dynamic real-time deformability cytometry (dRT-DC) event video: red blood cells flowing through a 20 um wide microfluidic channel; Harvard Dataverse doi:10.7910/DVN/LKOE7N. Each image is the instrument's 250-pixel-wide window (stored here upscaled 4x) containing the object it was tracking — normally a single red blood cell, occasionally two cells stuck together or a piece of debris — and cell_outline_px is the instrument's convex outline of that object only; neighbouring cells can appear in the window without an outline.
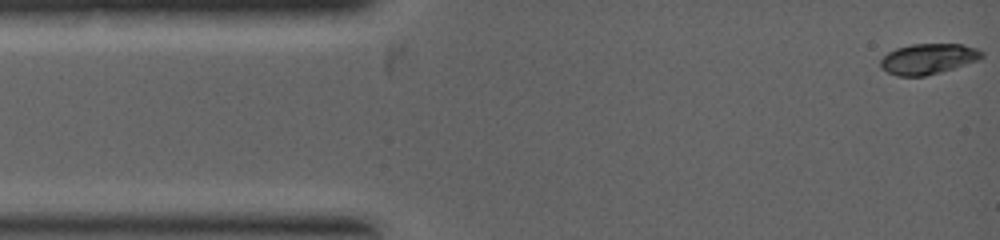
{"species": "common noctule bat (a hibernating species)", "species_latin": "Nyctalus noctula", "temperature_condition": "warm", "stored_images_in_passage": 44, "camera_frame_rate_fps": 5000, "um_per_image_px": 0.085, "animal": {"sex": "female", "body_mass_g": 19.0, "forearm_length_mm": 53.3}, "frame": {"image": 1, "passage_image": 1, "time_ms": 0.0, "image_size_px": [1000, 240], "cell_outline_px": [[984, 56], [980, 60], [940, 72], [924, 76], [896, 76], [880, 68], [880, 60], [888, 52], [896, 48], [912, 44], [960, 44], [976, 48], [984, 52]], "centroid_in_image_um": [78.9, 5.0], "position_along_channel_um": 6.1, "area_um2": 18.09}}
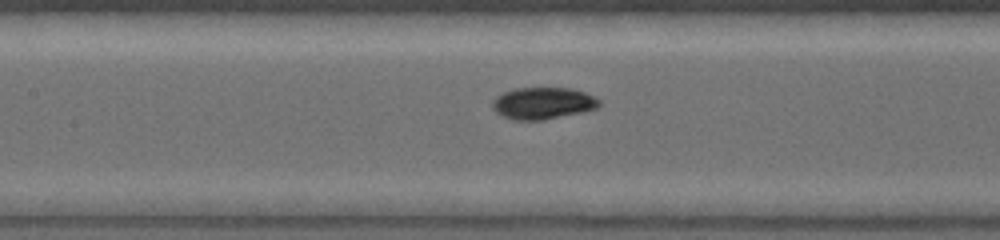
{"frame": {"image": 2, "passage_image": 21, "time_ms": 3.4, "image_size_px": [1000, 240], "cell_outline_px": [[600, 104], [596, 108], [584, 112], [544, 120], [512, 120], [500, 116], [492, 108], [492, 100], [496, 96], [504, 92], [516, 88], [572, 88], [596, 96], [600, 100]], "centroid_in_image_um": [46.14, 8.78], "position_along_channel_um": 161.3, "area_um2": 20.11}}
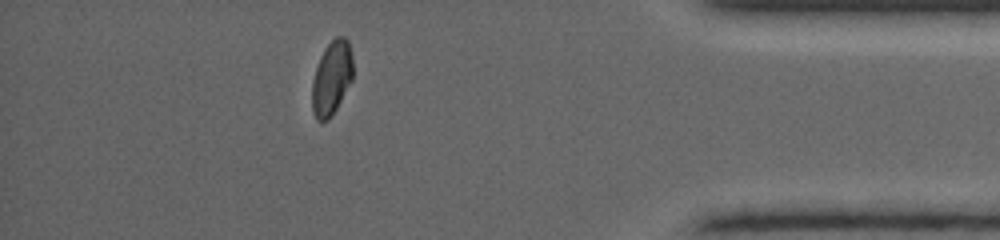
{"frame": {"image": 3, "passage_image": 38, "time_ms": 7.4, "image_size_px": [1000, 240], "cell_outline_px": [[352, 80], [332, 116], [328, 120], [316, 120], [312, 112], [312, 80], [320, 56], [324, 48], [336, 36], [344, 36], [348, 40], [352, 56]], "centroid_in_image_um": [28.18, 6.63], "position_along_channel_um": 407.0, "area_um2": 17.69}}